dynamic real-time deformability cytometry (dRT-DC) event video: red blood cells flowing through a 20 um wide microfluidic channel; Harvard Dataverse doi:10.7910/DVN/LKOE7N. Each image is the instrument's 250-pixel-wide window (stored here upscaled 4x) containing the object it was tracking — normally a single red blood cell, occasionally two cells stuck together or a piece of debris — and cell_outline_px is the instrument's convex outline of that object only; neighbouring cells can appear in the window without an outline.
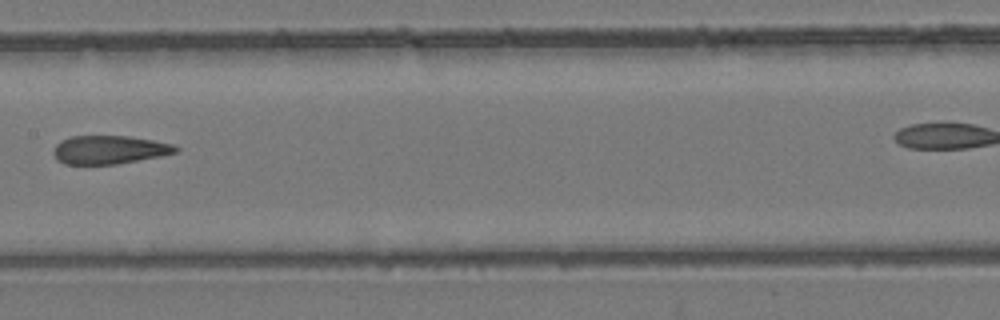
{"species": "common noctule bat (a hibernating species)", "species_latin": "Nyctalus noctula", "temperature_condition": "room temperature", "stored_images_in_passage": 10, "segment_of_instrument_passage": [1, 2], "camera_frame_rate_fps": 3000, "um_per_image_px": 0.085, "animal": {"sex": "female", "body_mass_g": 24.6, "forearm_length_mm": 56.2}, "frame": {"image": 1, "passage_image": 9, "time_ms": 9.0, "image_size_px": [1000, 320], "cell_outline_px": [[180, 148], [176, 152], [160, 156], [116, 164], [64, 164], [56, 160], [52, 152], [56, 144], [60, 140], [72, 136], [128, 136], [152, 140], [172, 144]], "centroid_in_image_um": [9.24, 12.73], "position_along_channel_um": 198.2, "area_um2": 20.23}}